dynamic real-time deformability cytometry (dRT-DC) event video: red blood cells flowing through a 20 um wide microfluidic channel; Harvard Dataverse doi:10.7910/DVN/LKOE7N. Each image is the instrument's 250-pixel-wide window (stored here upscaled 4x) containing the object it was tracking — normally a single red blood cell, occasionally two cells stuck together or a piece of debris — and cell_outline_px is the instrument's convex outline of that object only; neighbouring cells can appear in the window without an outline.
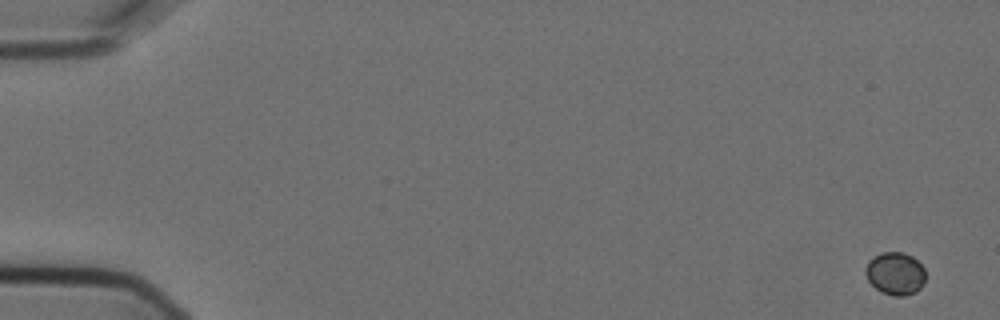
{"species": "Egyptian fruit bat (a non-hibernating species)", "species_latin": "Rousettus aegyptiacus", "temperature_condition": "cold", "stored_images_in_passage": 9, "camera_frame_rate_fps": 3000, "um_per_image_px": 0.085, "animal": {"sex": "female"}, "frame": {"image": 1, "passage_image": 1, "time_ms": 0.0, "image_size_px": [1000, 320], "cell_outline_px": [[924, 280], [920, 288], [916, 292], [904, 296], [896, 296], [880, 292], [868, 280], [864, 272], [864, 268], [868, 260], [880, 252], [904, 252], [912, 256], [924, 268]], "centroid_in_image_um": [76.07, 23.24], "position_along_channel_um": 8.9, "area_um2": 15.03}}
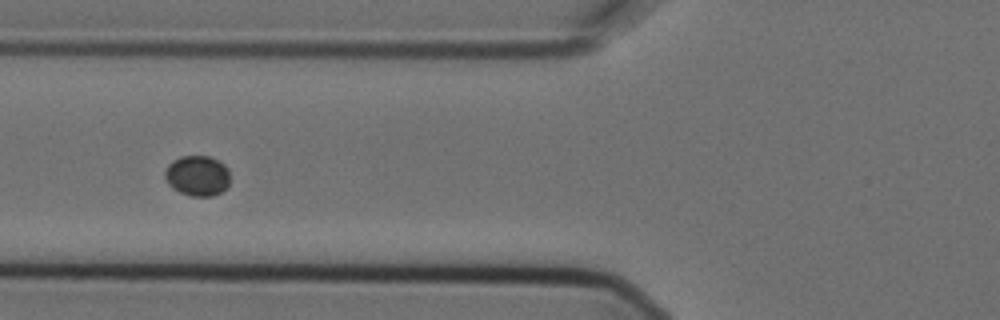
{"frame": {"image": 2, "passage_image": 7, "time_ms": 2.0, "image_size_px": [1000, 320], "cell_outline_px": [[228, 184], [220, 192], [212, 196], [192, 196], [180, 192], [172, 188], [168, 184], [164, 176], [164, 172], [168, 164], [172, 160], [180, 156], [208, 156], [224, 164], [228, 168]], "centroid_in_image_um": [16.73, 14.93], "position_along_channel_um": 109.1, "area_um2": 15.26}}
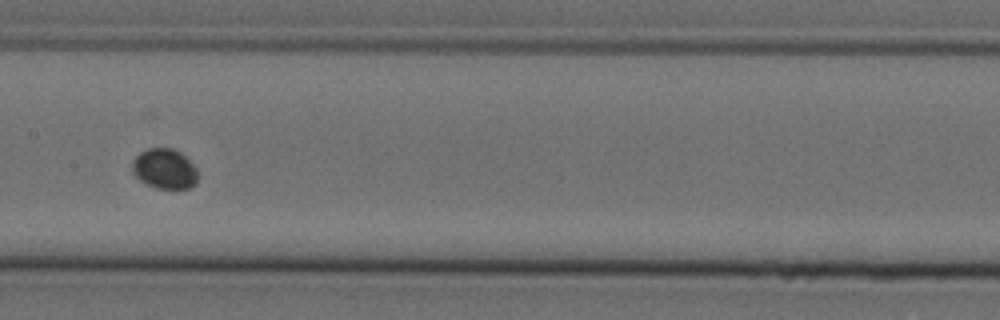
{"frame": {"image": 3, "passage_image": 9, "time_ms": 2.667, "image_size_px": [1000, 320], "cell_outline_px": [[196, 184], [188, 188], [156, 188], [140, 180], [132, 172], [132, 160], [140, 152], [148, 148], [172, 148], [180, 152], [196, 168]], "centroid_in_image_um": [13.96, 14.34], "position_along_channel_um": 193.4, "area_um2": 15.14}}